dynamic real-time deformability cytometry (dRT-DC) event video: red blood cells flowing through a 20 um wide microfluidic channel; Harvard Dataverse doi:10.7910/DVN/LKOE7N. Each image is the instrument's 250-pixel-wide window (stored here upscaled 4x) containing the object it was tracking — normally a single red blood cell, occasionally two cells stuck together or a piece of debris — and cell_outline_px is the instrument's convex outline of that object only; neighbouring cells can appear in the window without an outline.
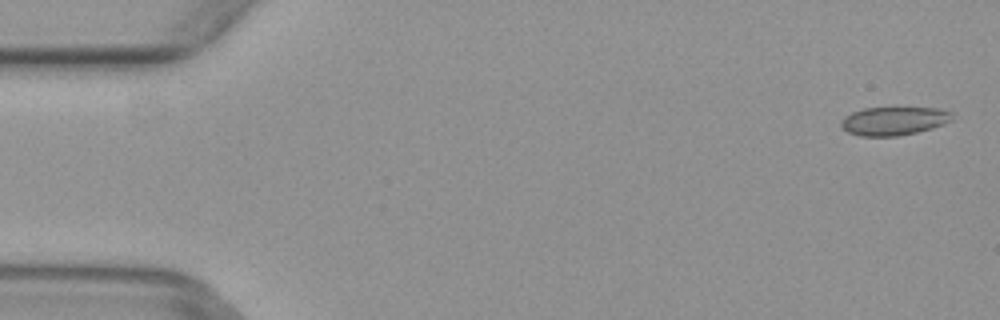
{"species": "common noctule bat (a hibernating species)", "species_latin": "Nyctalus noctula", "temperature_condition": "warm", "stored_images_in_passage": 3, "camera_frame_rate_fps": 3000, "um_per_image_px": 0.085, "animal": {"sex": "female", "body_mass_g": 29.2, "forearm_length_mm": 56.3}, "frame": {"image": 1, "passage_image": 1, "time_ms": 0.0, "image_size_px": [1000, 320], "cell_outline_px": [[952, 120], [944, 124], [932, 128], [916, 132], [896, 136], [860, 136], [848, 132], [840, 124], [840, 120], [844, 116], [852, 112], [864, 108], [896, 104], [936, 108], [952, 112]], "centroid_in_image_um": [75.98, 10.21], "position_along_channel_um": 9.0, "area_um2": 19.36}}